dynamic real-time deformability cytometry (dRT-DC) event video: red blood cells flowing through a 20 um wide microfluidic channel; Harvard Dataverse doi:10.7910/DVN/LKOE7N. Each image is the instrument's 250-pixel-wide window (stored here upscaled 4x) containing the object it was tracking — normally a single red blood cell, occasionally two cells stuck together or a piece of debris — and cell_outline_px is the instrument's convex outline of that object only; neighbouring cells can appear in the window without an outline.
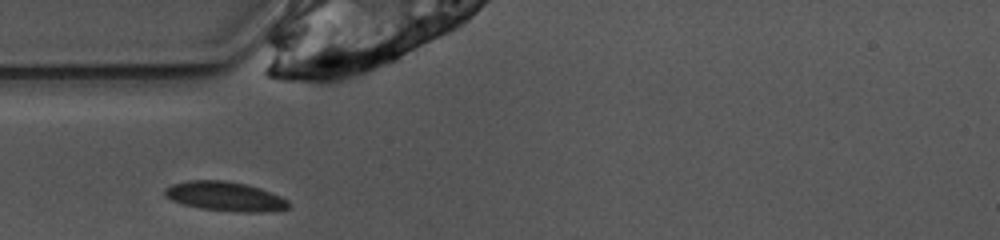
{"species": "common noctule bat (a hibernating species)", "species_latin": "Nyctalus noctula", "temperature_condition": "warm", "stored_images_in_passage": 24, "camera_frame_rate_fps": 3000, "um_per_image_px": 0.085, "animal": {"sex": "female", "body_mass_g": 10.0, "forearm_length_mm": 53.1}, "frame": {"image": 1, "passage_image": 1, "time_ms": 0.0, "image_size_px": [1000, 240], "cell_outline_px": [[288, 208], [280, 212], [240, 212], [200, 208], [184, 204], [172, 200], [164, 196], [164, 188], [172, 184], [188, 180], [224, 180], [248, 184], [260, 188], [280, 196], [288, 200]], "centroid_in_image_um": [19.16, 16.69], "position_along_channel_um": 65.8, "area_um2": 21.39}}
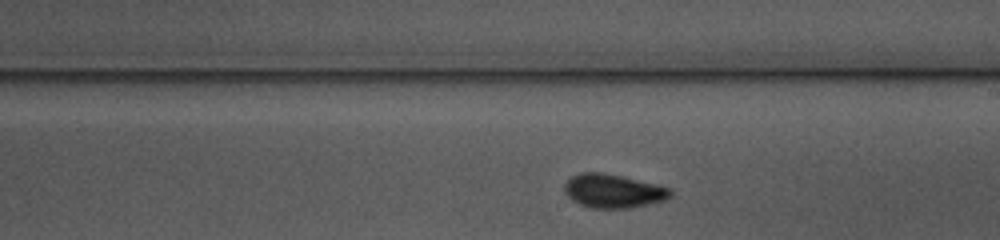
{"frame": {"image": 2, "passage_image": 14, "time_ms": 4.333, "image_size_px": [1000, 240], "cell_outline_px": [[672, 196], [664, 200], [648, 204], [628, 208], [592, 208], [580, 204], [572, 200], [564, 192], [564, 184], [572, 176], [580, 172], [604, 172], [656, 184], [672, 188]], "centroid_in_image_um": [52.12, 16.23], "position_along_channel_um": 236.9, "area_um2": 20.87}}
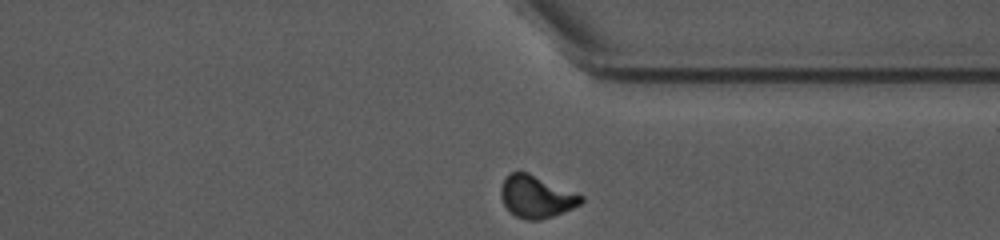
{"frame": {"image": 3, "passage_image": 24, "time_ms": 7.667, "image_size_px": [1000, 240], "cell_outline_px": [[584, 200], [580, 204], [572, 208], [552, 216], [540, 220], [528, 220], [516, 216], [508, 212], [500, 196], [500, 188], [504, 180], [512, 172], [528, 172], [584, 196]], "centroid_in_image_um": [45.57, 16.73], "position_along_channel_um": 365.8, "area_um2": 19.59}, "authors_computed_cell_mechanics": {"area_um2": 20.0855, "velocity_mm_per_s": 3.9144, "shape_relaxation_time_tau1_ms": 4.8352, "shape_relaxation_time_tau2_ms": 2.1088, "deformation_change_tau1": 0.1421, "deformation_change_tau2": 0.0472}}